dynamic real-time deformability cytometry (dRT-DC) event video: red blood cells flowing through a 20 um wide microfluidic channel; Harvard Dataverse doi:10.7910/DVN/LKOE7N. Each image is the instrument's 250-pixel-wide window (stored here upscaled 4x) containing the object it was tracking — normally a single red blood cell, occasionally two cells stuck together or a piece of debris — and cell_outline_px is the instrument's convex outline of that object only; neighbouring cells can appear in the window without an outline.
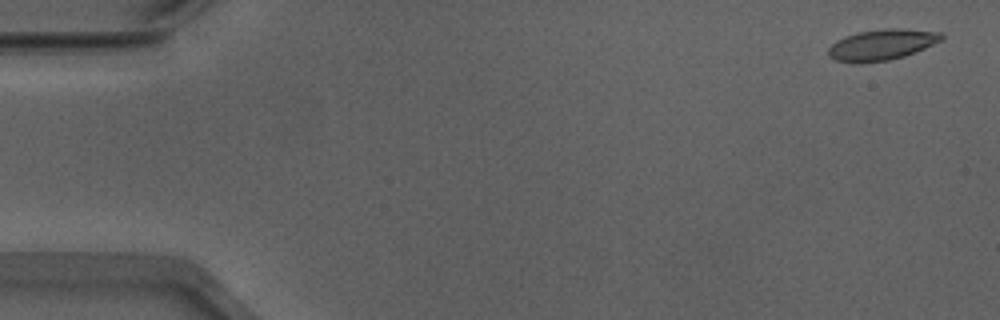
{"species": "Egyptian fruit bat (a non-hibernating species)", "species_latin": "Rousettus aegyptiacus", "temperature_condition": "warm", "stored_images_in_passage": 53, "camera_frame_rate_fps": 3000, "um_per_image_px": 0.085, "animal": {"sex": "male"}, "frame": {"image": 1, "passage_image": 2, "time_ms": 0.333, "image_size_px": [1000, 320], "cell_outline_px": [[944, 40], [916, 52], [904, 56], [888, 60], [860, 64], [836, 60], [828, 56], [828, 48], [836, 40], [844, 36], [856, 32], [884, 28], [904, 28], [940, 32], [944, 36]], "centroid_in_image_um": [74.96, 3.79], "position_along_channel_um": 10.0, "area_um2": 20.75}}
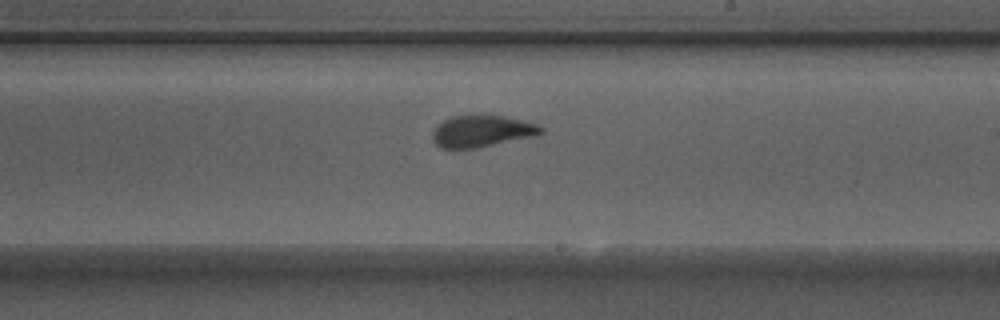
{"frame": {"image": 2, "passage_image": 31, "time_ms": 10.0, "image_size_px": [1000, 320], "cell_outline_px": [[544, 132], [536, 136], [476, 148], [440, 148], [432, 140], [432, 132], [444, 120], [452, 116], [504, 116], [524, 120], [536, 124], [544, 128]], "centroid_in_image_um": [40.99, 11.16], "position_along_channel_um": 248.0, "area_um2": 19.88}}
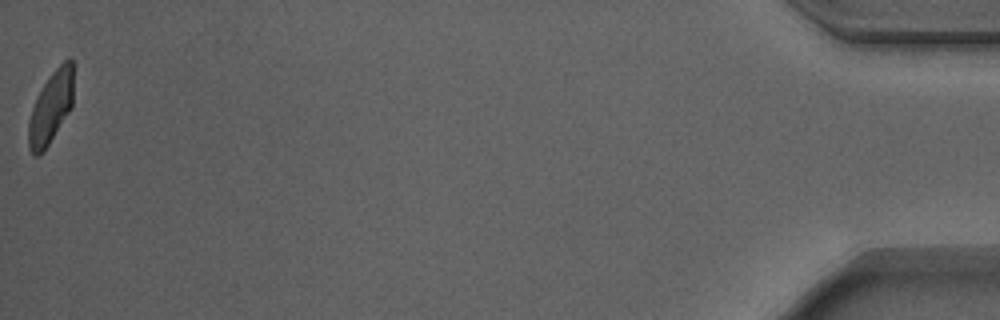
{"frame": {"image": 3, "passage_image": 53, "time_ms": 17.333, "image_size_px": [1000, 320], "cell_outline_px": [[72, 108], [40, 156], [36, 156], [28, 148], [28, 120], [32, 108], [48, 76], [64, 60], [72, 60]], "centroid_in_image_um": [4.3, 9.17], "position_along_channel_um": 430.9, "area_um2": 18.55}, "authors_computed_cell_mechanics": {"area_um2": 20.0566, "velocity_mm_per_s": 3.886, "shape_relaxation_time_tau1_ms": 3.7757, "shape_relaxation_time_tau2_ms": 0.6973, "deformation_change_tau1": 0.1284, "deformation_change_tau2": 0.0569}}